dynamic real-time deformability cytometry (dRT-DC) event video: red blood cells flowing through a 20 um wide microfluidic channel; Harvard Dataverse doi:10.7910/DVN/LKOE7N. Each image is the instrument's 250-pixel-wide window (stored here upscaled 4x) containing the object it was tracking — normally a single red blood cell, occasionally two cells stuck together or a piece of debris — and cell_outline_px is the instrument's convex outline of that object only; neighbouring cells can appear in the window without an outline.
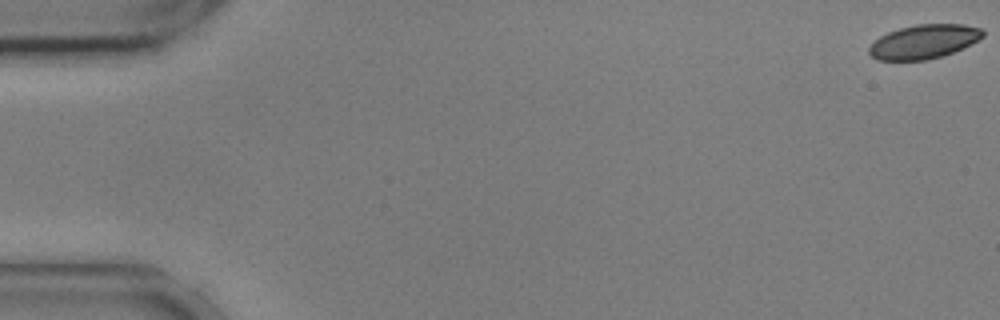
{"species": "common noctule bat (a hibernating species)", "species_latin": "Nyctalus noctula", "temperature_condition": "cold", "stored_images_in_passage": 57, "camera_frame_rate_fps": 3000, "um_per_image_px": 0.085, "animal": {"sex": "male", "body_mass_g": 17.9, "forearm_length_mm": 54.2}, "frame": {"image": 1, "passage_image": 1, "time_ms": 0.0, "image_size_px": [1000, 320], "cell_outline_px": [[984, 36], [964, 48], [944, 56], [924, 60], [876, 60], [868, 52], [868, 48], [880, 36], [888, 32], [900, 28], [916, 24], [964, 24], [984, 28]], "centroid_in_image_um": [78.56, 3.54], "position_along_channel_um": 6.4, "area_um2": 22.72}}
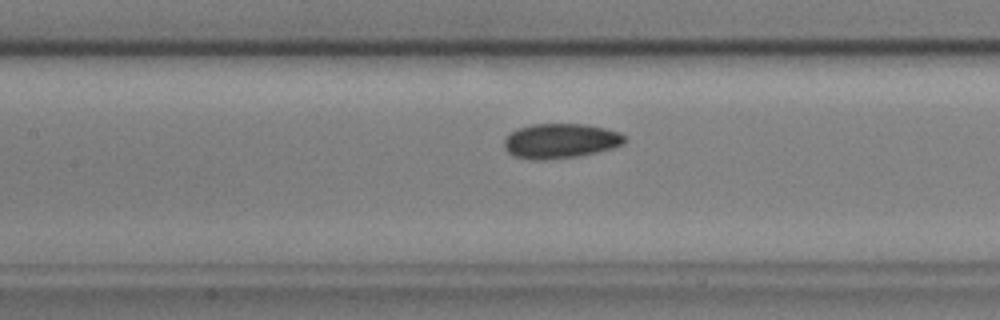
{"frame": {"image": 2, "passage_image": 26, "time_ms": 8.333, "image_size_px": [1000, 320], "cell_outline_px": [[624, 144], [612, 148], [596, 152], [576, 156], [544, 160], [532, 160], [516, 156], [508, 152], [504, 144], [504, 140], [512, 132], [520, 128], [532, 124], [584, 124], [604, 128], [620, 132], [624, 136]], "centroid_in_image_um": [47.65, 11.98], "position_along_channel_um": 159.8, "area_um2": 24.1}}
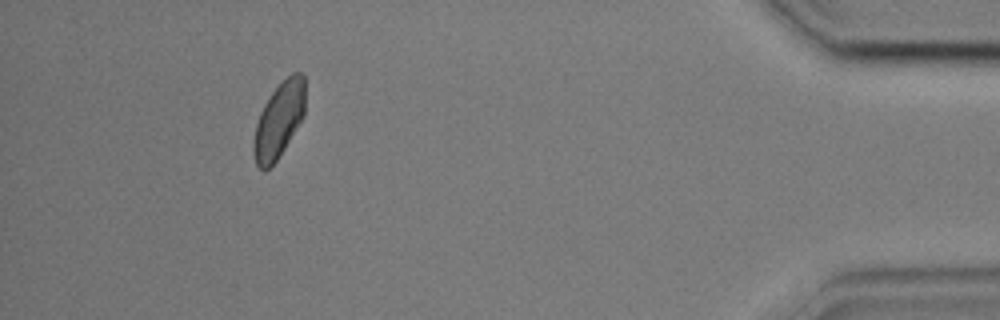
{"frame": {"image": 3, "passage_image": 52, "time_ms": 17.0, "image_size_px": [1000, 320], "cell_outline_px": [[304, 116], [284, 148], [276, 160], [264, 172], [256, 164], [252, 148], [252, 144], [256, 124], [260, 112], [264, 104], [272, 92], [292, 72], [304, 72]], "centroid_in_image_um": [23.7, 10.21], "position_along_channel_um": 411.5, "area_um2": 22.43}, "authors_computed_cell_mechanics": {"area_um2": 23.5246, "velocity_mm_per_s": 3.5815, "shape_relaxation_time_tau1_ms": 3.0543, "shape_relaxation_time_tau2_ms": null, "deformation_change_tau1": 0.0809, "deformation_change_tau2": null}}